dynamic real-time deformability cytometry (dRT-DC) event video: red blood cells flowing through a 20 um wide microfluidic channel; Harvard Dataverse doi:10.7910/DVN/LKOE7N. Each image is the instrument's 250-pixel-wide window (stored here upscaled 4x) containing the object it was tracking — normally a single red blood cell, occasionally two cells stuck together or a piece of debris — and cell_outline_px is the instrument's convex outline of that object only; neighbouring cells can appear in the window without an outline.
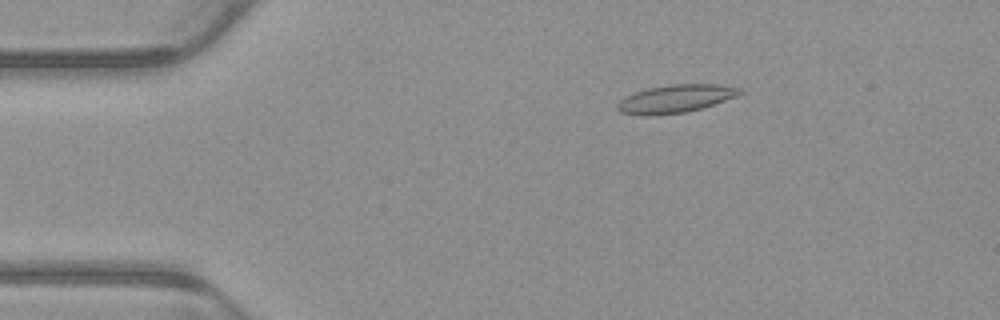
{"species": "common noctule bat (a hibernating species)", "species_latin": "Nyctalus noctula", "temperature_condition": "warm", "stored_images_in_passage": 3, "camera_frame_rate_fps": 3000, "um_per_image_px": 0.085, "animal": {"sex": "male", "body_mass_g": 23.1, "forearm_length_mm": 52.7}, "frame": {"image": 1, "passage_image": 1, "time_ms": 0.0, "image_size_px": [1000, 320], "cell_outline_px": [[744, 92], [736, 96], [700, 108], [684, 112], [652, 116], [640, 116], [620, 112], [616, 108], [616, 104], [624, 96], [648, 88], [672, 84], [716, 84], [740, 88]], "centroid_in_image_um": [57.35, 8.4], "position_along_channel_um": 27.6, "area_um2": 19.88}}
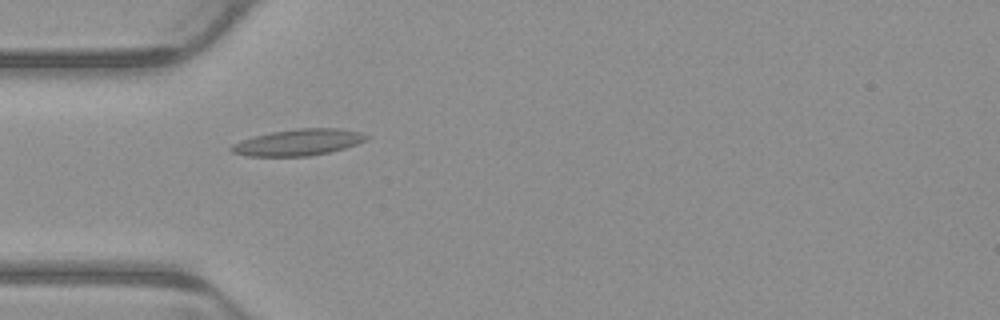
{"frame": {"image": 2, "passage_image": 3, "time_ms": 0.667, "image_size_px": [1000, 320], "cell_outline_px": [[372, 136], [356, 144], [344, 148], [328, 152], [308, 156], [248, 156], [232, 152], [228, 148], [232, 144], [240, 140], [272, 132], [300, 128], [340, 128], [360, 132]], "centroid_in_image_um": [25.35, 12.09], "position_along_channel_um": 59.6, "area_um2": 20.63}}